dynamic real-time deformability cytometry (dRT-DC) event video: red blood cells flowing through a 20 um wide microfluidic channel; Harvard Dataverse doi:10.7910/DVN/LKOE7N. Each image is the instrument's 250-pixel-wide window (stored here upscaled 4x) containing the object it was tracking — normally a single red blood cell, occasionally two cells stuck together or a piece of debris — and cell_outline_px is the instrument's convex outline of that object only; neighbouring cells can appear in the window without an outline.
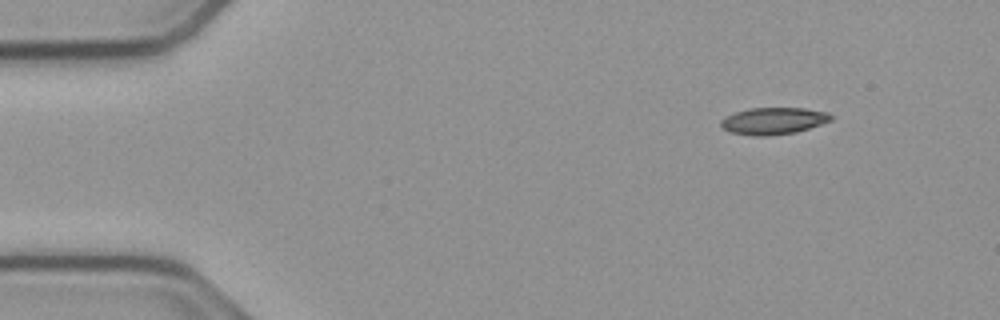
{"species": "common noctule bat (a hibernating species)", "species_latin": "Nyctalus noctula", "temperature_condition": "cold", "stored_images_in_passage": 49, "camera_frame_rate_fps": 3000, "um_per_image_px": 0.085, "animal": {"sex": "male", "body_mass_g": 23.1, "forearm_length_mm": 52.7}, "frame": {"image": 1, "passage_image": 1, "time_ms": 0.0, "image_size_px": [1000, 320], "cell_outline_px": [[832, 120], [796, 132], [768, 136], [752, 136], [728, 132], [720, 124], [720, 120], [736, 112], [748, 108], [804, 108], [828, 112], [832, 116]], "centroid_in_image_um": [65.73, 10.28], "position_along_channel_um": 19.3, "area_um2": 17.22}}
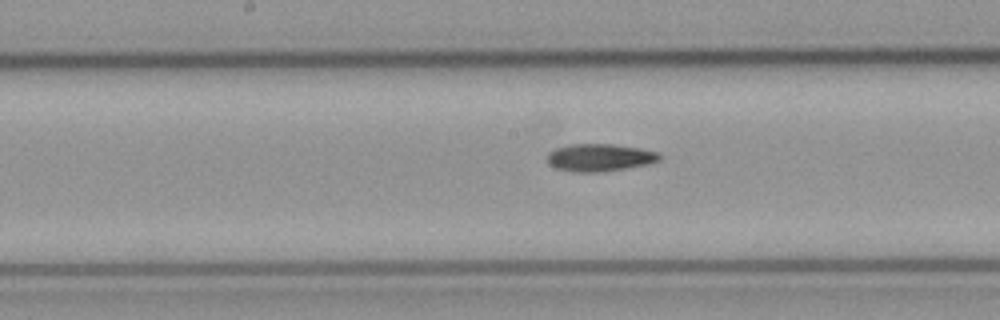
{"frame": {"image": 2, "passage_image": 22, "time_ms": 7.0, "image_size_px": [1000, 320], "cell_outline_px": [[660, 160], [648, 164], [624, 168], [596, 172], [580, 172], [556, 168], [548, 164], [548, 152], [556, 148], [568, 144], [616, 144], [640, 148], [660, 152]], "centroid_in_image_um": [50.98, 13.37], "position_along_channel_um": 197.2, "area_um2": 17.92}}
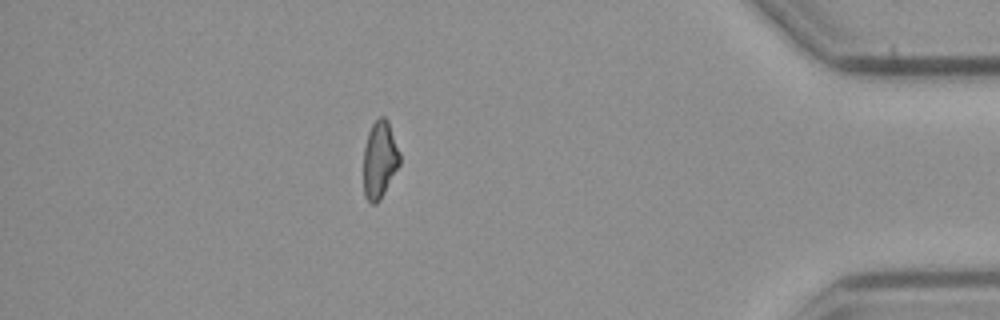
{"frame": {"image": 3, "passage_image": 42, "time_ms": 13.667, "image_size_px": [1000, 320], "cell_outline_px": [[400, 164], [380, 200], [376, 204], [372, 204], [364, 196], [364, 148], [368, 132], [372, 124], [380, 116], [384, 116], [388, 120], [400, 152]], "centroid_in_image_um": [32.28, 13.56], "position_along_channel_um": 402.9, "area_um2": 16.36}}